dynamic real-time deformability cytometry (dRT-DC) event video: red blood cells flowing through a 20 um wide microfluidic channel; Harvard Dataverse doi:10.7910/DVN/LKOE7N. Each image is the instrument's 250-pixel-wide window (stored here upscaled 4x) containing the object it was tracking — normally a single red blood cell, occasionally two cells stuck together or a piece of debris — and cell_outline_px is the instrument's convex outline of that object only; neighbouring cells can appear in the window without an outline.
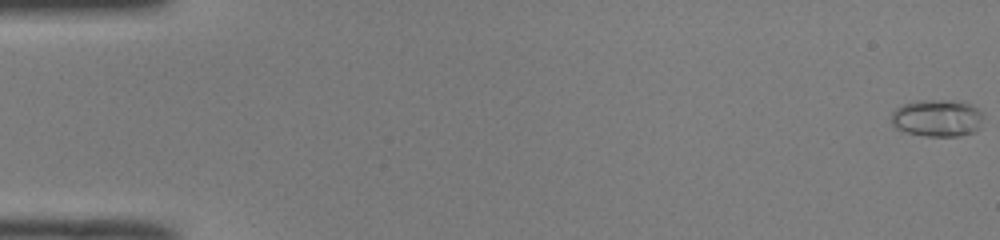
{"species": "common noctule bat (a hibernating species)", "species_latin": "Nyctalus noctula", "temperature_condition": "room temperature", "stored_images_in_passage": 6, "camera_frame_rate_fps": 3000, "um_per_image_px": 0.085, "animal": {"sex": "male", "body_mass_g": 19.0, "forearm_length_mm": 50.8}, "frame": {"image": 1, "passage_image": 1, "time_ms": 0.0, "image_size_px": [1000, 240], "cell_outline_px": [[984, 112], [980, 128], [976, 132], [960, 136], [924, 136], [908, 132], [896, 128], [892, 124], [892, 112], [896, 108], [904, 104], [916, 100], [956, 100], [968, 104]], "centroid_in_image_um": [79.7, 10.04], "position_along_channel_um": 5.3, "area_um2": 20.11}}